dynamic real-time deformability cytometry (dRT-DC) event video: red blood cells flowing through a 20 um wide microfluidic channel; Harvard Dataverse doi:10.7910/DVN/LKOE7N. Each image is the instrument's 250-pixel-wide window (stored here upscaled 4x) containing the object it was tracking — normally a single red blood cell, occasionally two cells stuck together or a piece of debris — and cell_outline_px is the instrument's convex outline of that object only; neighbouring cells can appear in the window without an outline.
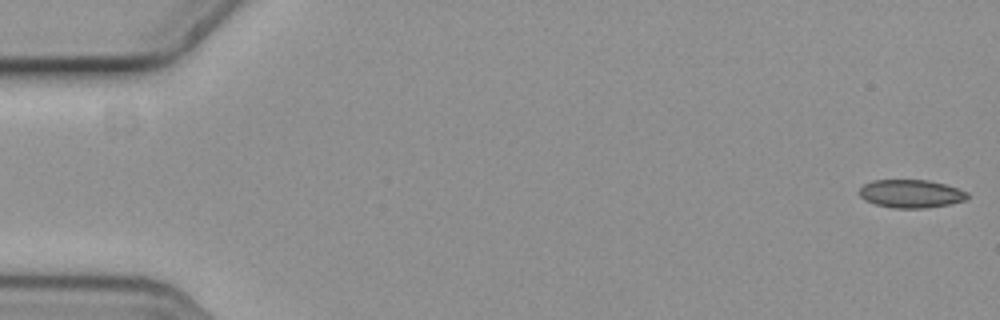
{"species": "common noctule bat (a hibernating species)", "species_latin": "Nyctalus noctula", "temperature_condition": "cold", "stored_images_in_passage": 6, "camera_frame_rate_fps": 3000, "um_per_image_px": 0.085, "animal": {"sex": "female", "body_mass_g": 19.3, "forearm_length_mm": 54.1}, "frame": {"image": 1, "passage_image": 1, "time_ms": 0.0, "image_size_px": [1000, 320], "cell_outline_px": [[968, 196], [964, 200], [948, 204], [924, 208], [892, 208], [876, 204], [864, 200], [860, 196], [860, 188], [864, 184], [872, 180], [928, 180], [944, 184], [968, 192]], "centroid_in_image_um": [77.4, 16.46], "position_along_channel_um": 7.6, "area_um2": 17.57}}
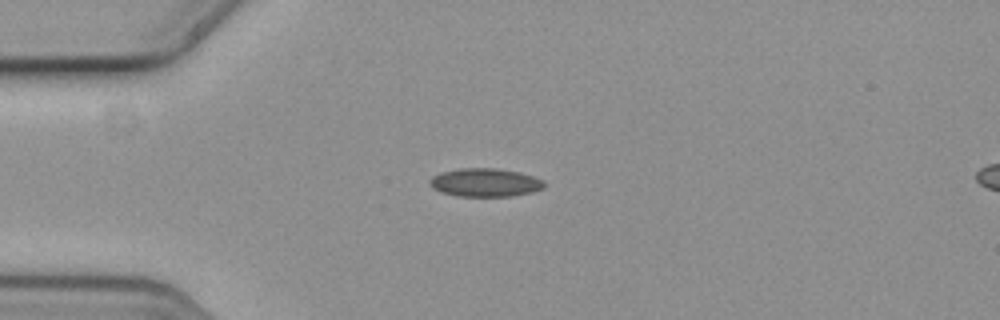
{"frame": {"image": 2, "passage_image": 5, "time_ms": 1.333, "image_size_px": [1000, 320], "cell_outline_px": [[544, 188], [532, 192], [512, 196], [456, 196], [440, 192], [432, 188], [428, 184], [428, 180], [432, 176], [440, 172], [460, 168], [496, 168], [520, 172], [544, 180]], "centroid_in_image_um": [41.19, 15.51], "position_along_channel_um": 43.8, "area_um2": 19.13}}